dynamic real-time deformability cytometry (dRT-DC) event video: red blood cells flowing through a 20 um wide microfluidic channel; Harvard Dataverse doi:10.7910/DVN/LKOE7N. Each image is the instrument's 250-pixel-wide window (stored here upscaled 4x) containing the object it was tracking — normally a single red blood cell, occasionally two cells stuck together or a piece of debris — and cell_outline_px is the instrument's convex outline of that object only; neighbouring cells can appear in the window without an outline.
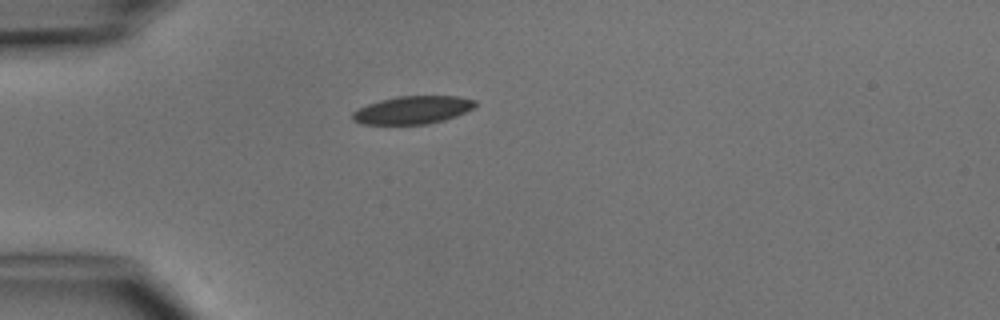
{"species": "common noctule bat (a hibernating species)", "species_latin": "Nyctalus noctula", "temperature_condition": "cold", "stored_images_in_passage": 2, "camera_frame_rate_fps": 3000, "um_per_image_px": 0.085, "animal": {"sex": "male", "body_mass_g": 15.6}, "frame": {"image": 1, "passage_image": 1, "time_ms": 0.0, "image_size_px": [1000, 320], "cell_outline_px": [[476, 104], [472, 108], [456, 116], [444, 120], [428, 124], [364, 124], [352, 120], [352, 112], [368, 104], [380, 100], [396, 96], [460, 96], [476, 100]], "centroid_in_image_um": [35.08, 9.34], "position_along_channel_um": 49.9, "area_um2": 19.88}}